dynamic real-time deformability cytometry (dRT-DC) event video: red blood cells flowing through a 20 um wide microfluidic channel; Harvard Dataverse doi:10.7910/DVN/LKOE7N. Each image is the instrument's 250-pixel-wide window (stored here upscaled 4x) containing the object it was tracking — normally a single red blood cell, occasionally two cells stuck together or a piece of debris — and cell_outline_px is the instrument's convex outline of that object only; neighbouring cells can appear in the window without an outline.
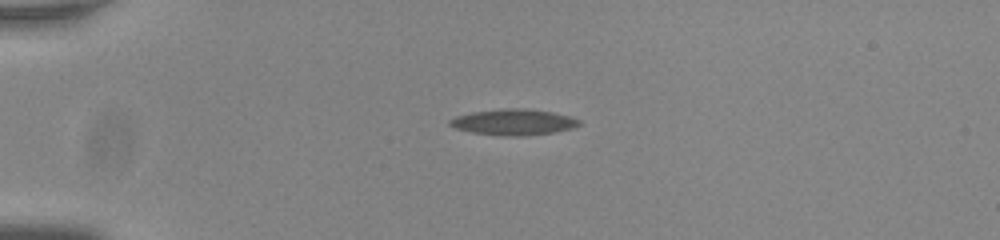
{"species": "common noctule bat (a hibernating species)", "species_latin": "Nyctalus noctula", "temperature_condition": "room temperature", "stored_images_in_passage": 43, "camera_frame_rate_fps": 3000, "um_per_image_px": 0.085, "animal": {"sex": "male", "body_mass_g": 20.0, "forearm_length_mm": 53.3}, "frame": {"image": 1, "passage_image": 1, "time_ms": 0.0, "image_size_px": [1000, 240], "cell_outline_px": [[580, 124], [572, 128], [552, 132], [524, 136], [512, 136], [472, 132], [456, 128], [448, 124], [448, 120], [456, 116], [472, 112], [508, 108], [524, 108], [552, 112], [572, 116], [580, 120]], "centroid_in_image_um": [43.67, 10.37], "position_along_channel_um": 41.3, "area_um2": 19.36}}
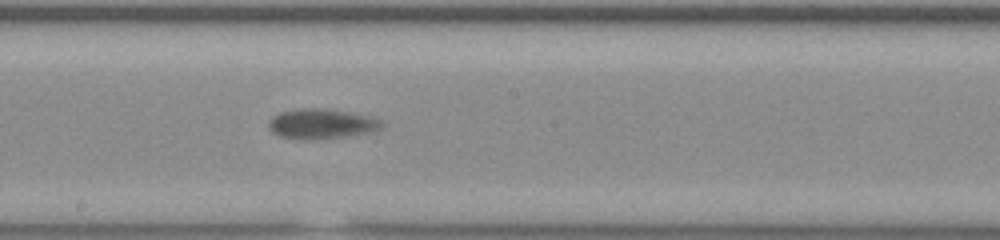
{"frame": {"image": 2, "passage_image": 19, "time_ms": 6.0, "image_size_px": [1000, 240], "cell_outline_px": [[384, 124], [380, 128], [372, 132], [348, 136], [312, 140], [280, 136], [272, 132], [268, 128], [268, 120], [272, 116], [280, 112], [300, 108], [328, 108], [368, 116], [380, 120]], "centroid_in_image_um": [27.3, 10.52], "position_along_channel_um": 220.9, "area_um2": 19.83}}
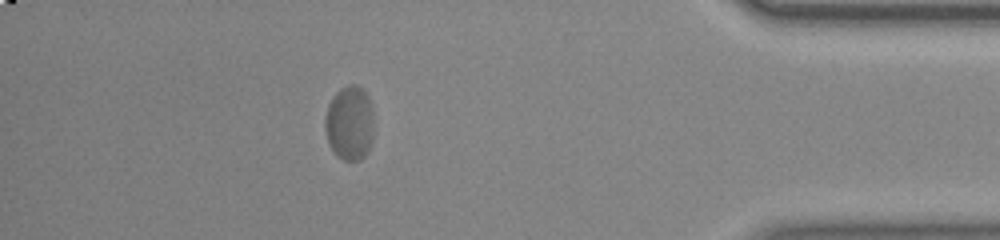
{"frame": {"image": 3, "passage_image": 37, "time_ms": 12.0, "image_size_px": [1000, 240], "cell_outline_px": [[372, 140], [364, 156], [360, 160], [344, 160], [336, 156], [328, 144], [324, 128], [324, 120], [328, 104], [332, 96], [340, 88], [348, 84], [356, 84], [368, 96], [372, 104]], "centroid_in_image_um": [29.68, 10.45], "position_along_channel_um": 405.5, "area_um2": 21.39}}